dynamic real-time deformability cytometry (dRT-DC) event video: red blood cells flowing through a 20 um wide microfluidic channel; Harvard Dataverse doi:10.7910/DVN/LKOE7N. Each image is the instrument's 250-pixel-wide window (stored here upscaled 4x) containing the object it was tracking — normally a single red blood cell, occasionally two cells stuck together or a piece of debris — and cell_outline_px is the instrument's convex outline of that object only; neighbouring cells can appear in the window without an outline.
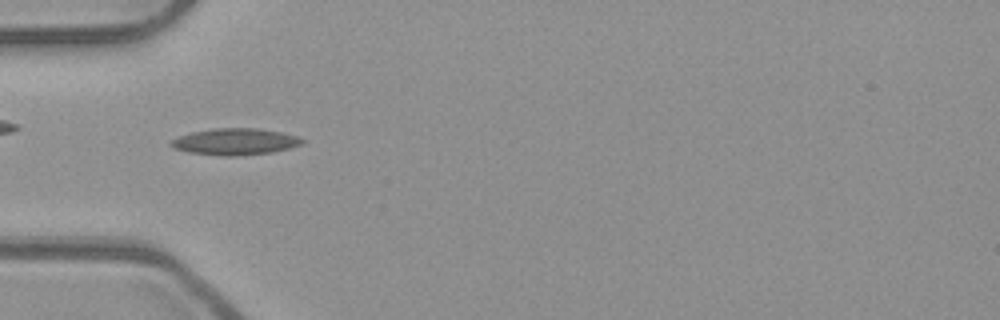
{"species": "common noctule bat (a hibernating species)", "species_latin": "Nyctalus noctula", "temperature_condition": "room temperature", "stored_images_in_passage": 38, "camera_frame_rate_fps": 3000, "um_per_image_px": 0.085, "animal": {"sex": "male", "body_mass_g": 23.1, "forearm_length_mm": 52.7}, "frame": {"image": 1, "passage_image": 3, "time_ms": 0.667, "image_size_px": [1000, 320], "cell_outline_px": [[308, 140], [304, 144], [272, 152], [236, 156], [224, 156], [188, 152], [176, 148], [168, 144], [172, 140], [180, 136], [192, 132], [212, 128], [256, 128], [280, 132], [296, 136]], "centroid_in_image_um": [20.02, 12.04], "position_along_channel_um": 65.0, "area_um2": 20.23}}
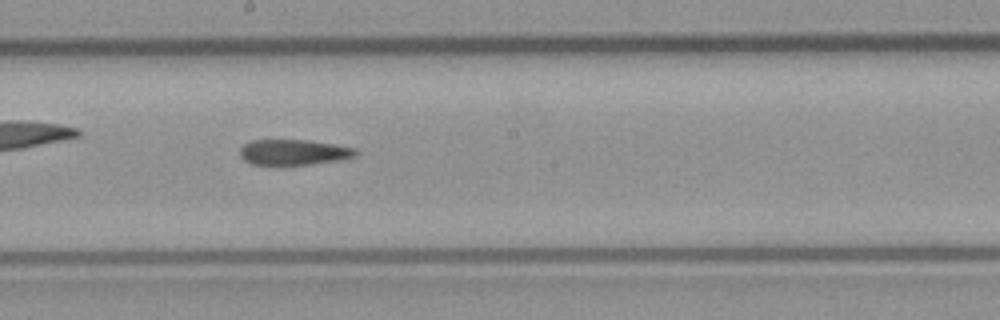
{"frame": {"image": 2, "passage_image": 15, "time_ms": 4.667, "image_size_px": [1000, 320], "cell_outline_px": [[360, 152], [356, 156], [344, 160], [312, 164], [252, 164], [244, 160], [240, 156], [240, 148], [244, 144], [252, 140], [308, 140], [356, 148]], "centroid_in_image_um": [25.02, 12.94], "position_along_channel_um": 223.2, "area_um2": 17.28}}
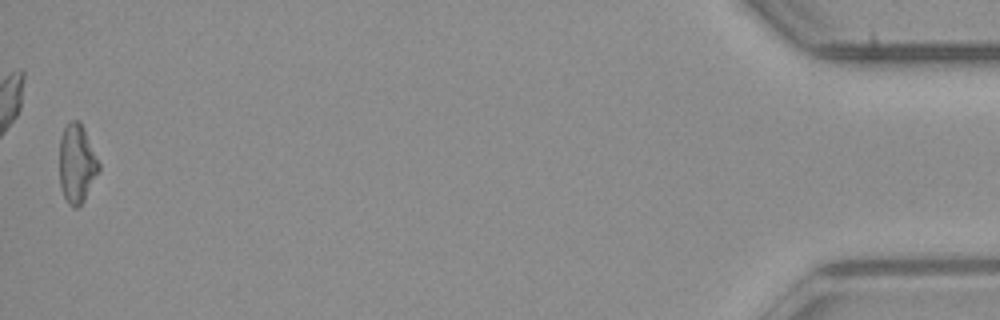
{"frame": {"image": 3, "passage_image": 38, "time_ms": 12.333, "image_size_px": [1000, 320], "cell_outline_px": [[100, 172], [84, 200], [76, 208], [72, 208], [68, 204], [60, 188], [60, 140], [64, 128], [72, 120], [80, 120], [84, 128], [100, 164]], "centroid_in_image_um": [6.55, 13.93], "position_along_channel_um": 428.7, "area_um2": 18.15}, "authors_computed_cell_mechanics": {"area_um2": 18.3515, "velocity_mm_per_s": 3.9519, "shape_relaxation_time_tau1_ms": null, "shape_relaxation_time_tau2_ms": 9.1243, "deformation_change_tau1": null, "deformation_change_tau2": 0.2323}}